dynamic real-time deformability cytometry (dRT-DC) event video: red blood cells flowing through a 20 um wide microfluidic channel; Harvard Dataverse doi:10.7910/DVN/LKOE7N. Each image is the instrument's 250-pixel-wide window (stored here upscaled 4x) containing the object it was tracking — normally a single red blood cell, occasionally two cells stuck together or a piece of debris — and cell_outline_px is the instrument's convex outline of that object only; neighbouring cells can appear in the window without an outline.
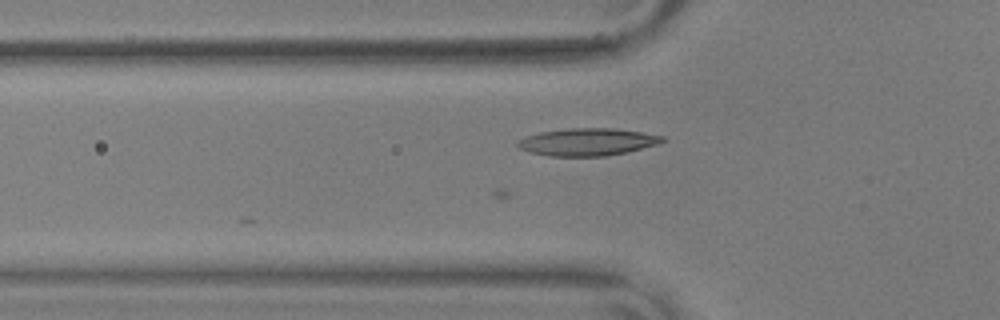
{"species": "common noctule bat (a hibernating species)", "species_latin": "Nyctalus noctula", "temperature_condition": "warm", "stored_images_in_passage": 30, "camera_frame_rate_fps": 3000, "um_per_image_px": 0.085, "animal": {"sex": "male", "body_mass_g": 17.9, "forearm_length_mm": 54.2}, "frame": {"image": 1, "passage_image": 3, "time_ms": 0.667, "image_size_px": [1000, 320], "cell_outline_px": [[668, 140], [656, 144], [628, 152], [604, 156], [548, 156], [532, 152], [520, 148], [516, 144], [516, 140], [524, 136], [540, 132], [568, 128], [612, 128], [640, 132], [664, 136]], "centroid_in_image_um": [49.91, 12.06], "position_along_channel_um": 75.9, "area_um2": 23.12}}
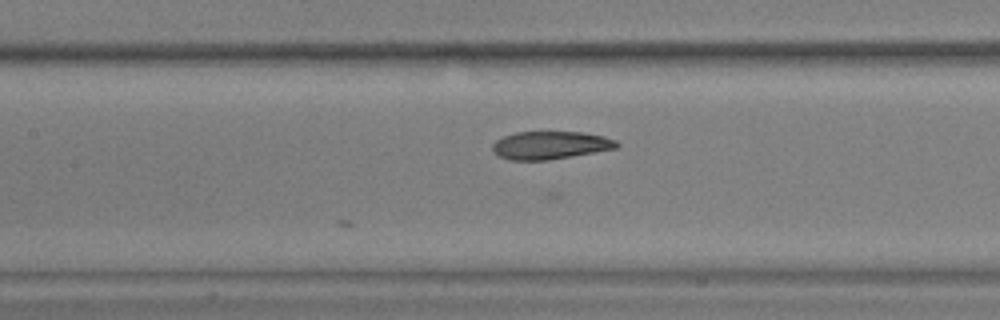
{"frame": {"image": 2, "passage_image": 10, "time_ms": 3.0, "image_size_px": [1000, 320], "cell_outline_px": [[620, 144], [616, 148], [572, 156], [548, 160], [508, 160], [500, 156], [492, 148], [492, 144], [496, 140], [504, 136], [516, 132], [584, 132], [604, 136], [616, 140]], "centroid_in_image_um": [46.79, 12.34], "position_along_channel_um": 160.6, "area_um2": 20.11}}
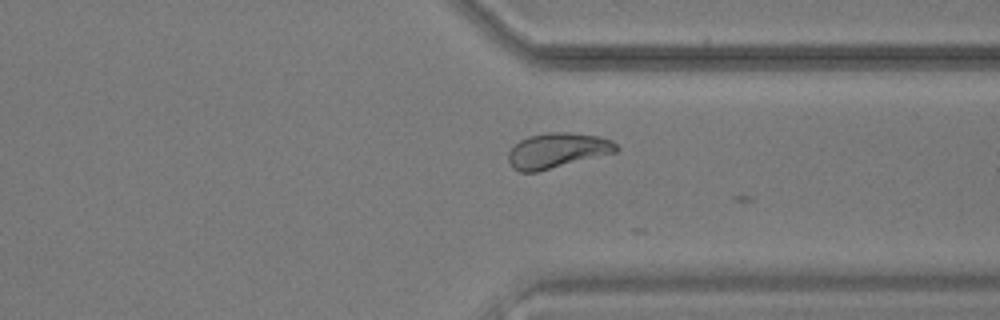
{"frame": {"image": 3, "passage_image": 27, "time_ms": 8.667, "image_size_px": [1000, 320], "cell_outline_px": [[620, 148], [616, 152], [536, 172], [520, 172], [512, 168], [508, 160], [508, 152], [520, 140], [528, 136], [548, 132], [572, 132], [600, 136], [612, 140]], "centroid_in_image_um": [47.37, 12.78], "position_along_channel_um": 364.0, "area_um2": 22.14}}